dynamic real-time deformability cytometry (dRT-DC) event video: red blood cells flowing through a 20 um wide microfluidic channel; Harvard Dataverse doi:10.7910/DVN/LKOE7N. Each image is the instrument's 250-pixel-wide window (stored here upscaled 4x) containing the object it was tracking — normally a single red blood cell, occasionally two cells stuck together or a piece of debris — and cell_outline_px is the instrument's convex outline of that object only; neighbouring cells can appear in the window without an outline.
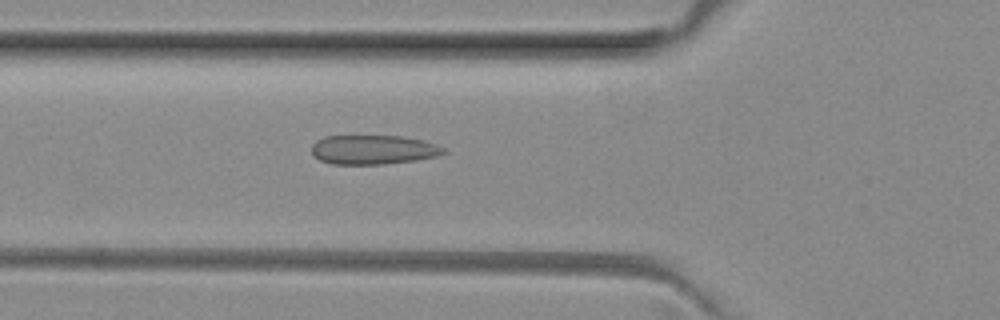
{"species": "common noctule bat (a hibernating species)", "species_latin": "Nyctalus noctula", "temperature_condition": "room temperature", "stored_images_in_passage": 30, "camera_frame_rate_fps": 3000, "um_per_image_px": 0.085, "animal": {"sex": "female", "body_mass_g": 29.2, "forearm_length_mm": 56.3}, "frame": {"image": 1, "passage_image": 17, "time_ms": 5.333, "image_size_px": [1000, 320], "cell_outline_px": [[448, 152], [436, 156], [416, 160], [384, 164], [332, 164], [320, 160], [312, 152], [312, 144], [316, 140], [324, 136], [400, 136], [424, 140], [436, 144], [444, 148]], "centroid_in_image_um": [31.74, 12.72], "position_along_channel_um": 94.1, "area_um2": 22.54}}
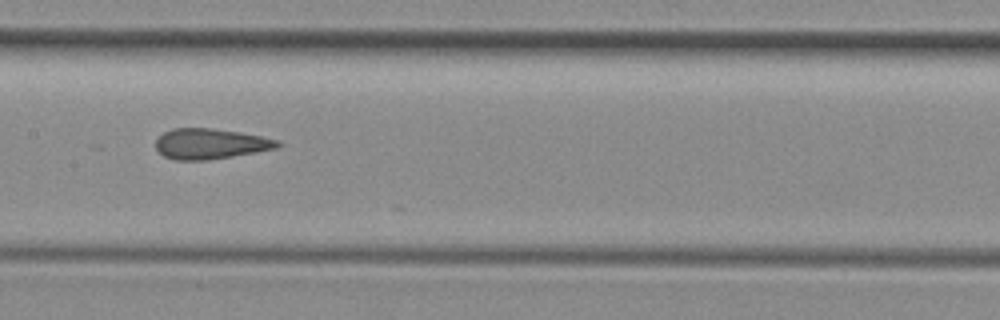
{"frame": {"image": 2, "passage_image": 24, "time_ms": 7.667, "image_size_px": [1000, 320], "cell_outline_px": [[284, 144], [276, 148], [232, 156], [208, 160], [176, 160], [164, 156], [156, 148], [156, 140], [164, 132], [172, 128], [212, 128], [240, 132], [280, 140]], "centroid_in_image_um": [17.89, 12.22], "position_along_channel_um": 189.5, "area_um2": 21.56}}
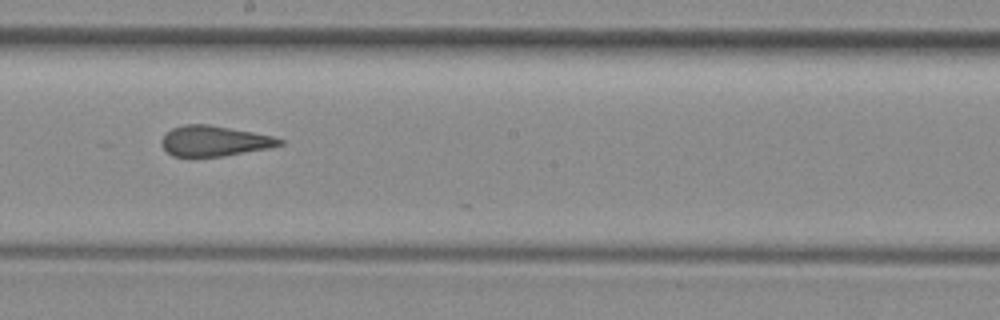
{"frame": {"image": 3, "passage_image": 27, "time_ms": 8.667, "image_size_px": [1000, 320], "cell_outline_px": [[284, 144], [268, 148], [224, 156], [172, 156], [160, 144], [160, 140], [172, 128], [184, 124], [208, 124], [252, 132], [272, 136], [284, 140]], "centroid_in_image_um": [18.21, 11.98], "position_along_channel_um": 230.0, "area_um2": 20.75}}